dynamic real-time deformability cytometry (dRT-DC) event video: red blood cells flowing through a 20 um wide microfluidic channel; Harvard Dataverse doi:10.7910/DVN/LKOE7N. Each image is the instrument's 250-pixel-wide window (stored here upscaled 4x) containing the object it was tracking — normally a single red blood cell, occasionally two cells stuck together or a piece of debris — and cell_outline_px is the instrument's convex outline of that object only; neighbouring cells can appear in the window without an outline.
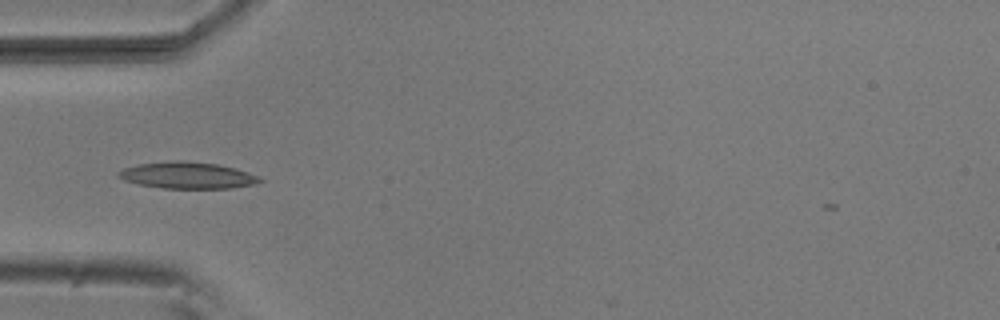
{"species": "common noctule bat (a hibernating species)", "species_latin": "Nyctalus noctula", "temperature_condition": "room temperature", "stored_images_in_passage": 32, "camera_frame_rate_fps": 3000, "um_per_image_px": 0.085, "animal": {"sex": "male", "body_mass_g": 20.5, "forearm_length_mm": 52.5}, "frame": {"image": 1, "passage_image": 1, "time_ms": 0.0, "image_size_px": [1000, 320], "cell_outline_px": [[264, 180], [256, 184], [232, 188], [164, 188], [136, 184], [124, 180], [116, 176], [116, 172], [124, 168], [140, 164], [176, 160], [180, 160], [216, 164], [236, 168], [256, 176]], "centroid_in_image_um": [15.9, 14.91], "position_along_channel_um": 69.1, "area_um2": 21.79}}
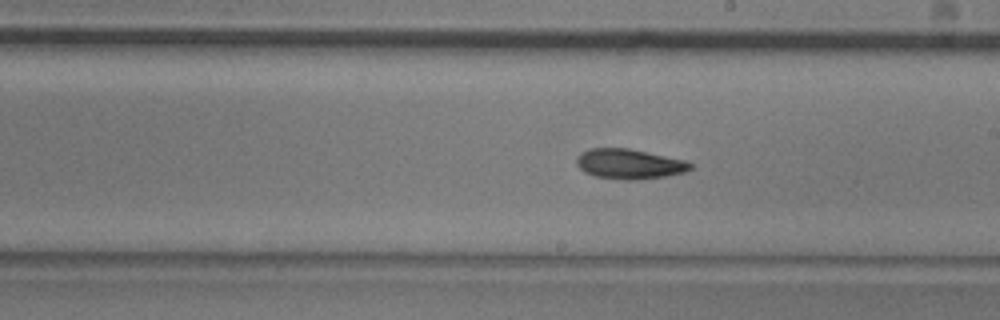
{"frame": {"image": 2, "passage_image": 14, "time_ms": 4.333, "image_size_px": [1000, 320], "cell_outline_px": [[692, 168], [684, 172], [664, 176], [636, 180], [624, 180], [596, 176], [584, 172], [576, 164], [576, 156], [580, 152], [588, 148], [628, 148], [684, 160], [692, 164]], "centroid_in_image_um": [53.43, 13.93], "position_along_channel_um": 235.6, "area_um2": 19.83}}
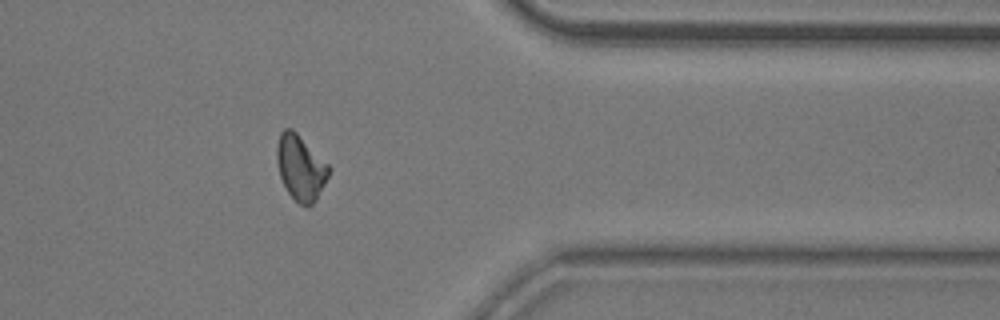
{"frame": {"image": 3, "passage_image": 27, "time_ms": 8.667, "image_size_px": [1000, 320], "cell_outline_px": [[332, 168], [316, 200], [308, 208], [300, 204], [288, 192], [280, 176], [276, 160], [276, 144], [280, 132], [284, 128], [292, 128]], "centroid_in_image_um": [25.54, 14.24], "position_along_channel_um": 385.9, "area_um2": 19.71}, "authors_computed_cell_mechanics": {"area_um2": 19.3919, "velocity_mm_per_s": 3.8132, "shape_relaxation_time_tau1_ms": 3.7445, "shape_relaxation_time_tau2_ms": 6.7193, "deformation_change_tau1": 0.1384, "deformation_change_tau2": 0.1233}}